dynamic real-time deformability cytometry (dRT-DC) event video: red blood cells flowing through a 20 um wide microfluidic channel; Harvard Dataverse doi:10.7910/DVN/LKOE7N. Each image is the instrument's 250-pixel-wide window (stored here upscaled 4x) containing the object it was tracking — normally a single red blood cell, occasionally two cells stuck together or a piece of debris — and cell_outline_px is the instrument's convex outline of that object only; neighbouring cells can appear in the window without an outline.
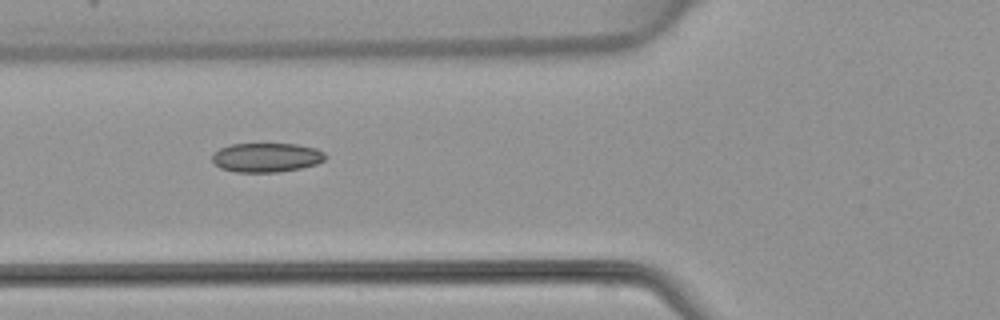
{"species": "common noctule bat (a hibernating species)", "species_latin": "Nyctalus noctula", "temperature_condition": "warm", "stored_images_in_passage": 2, "camera_frame_rate_fps": 3000, "um_per_image_px": 0.085, "animal": {"sex": "female", "body_mass_g": 22.7, "forearm_length_mm": 54.2}, "frame": {"image": 1, "passage_image": 2, "time_ms": 2.0, "image_size_px": [1000, 320], "cell_outline_px": [[324, 160], [316, 164], [300, 168], [276, 172], [236, 172], [220, 168], [212, 160], [212, 152], [220, 148], [232, 144], [296, 144], [316, 148], [324, 152]], "centroid_in_image_um": [22.62, 13.38], "position_along_channel_um": 103.2, "area_um2": 19.19}}